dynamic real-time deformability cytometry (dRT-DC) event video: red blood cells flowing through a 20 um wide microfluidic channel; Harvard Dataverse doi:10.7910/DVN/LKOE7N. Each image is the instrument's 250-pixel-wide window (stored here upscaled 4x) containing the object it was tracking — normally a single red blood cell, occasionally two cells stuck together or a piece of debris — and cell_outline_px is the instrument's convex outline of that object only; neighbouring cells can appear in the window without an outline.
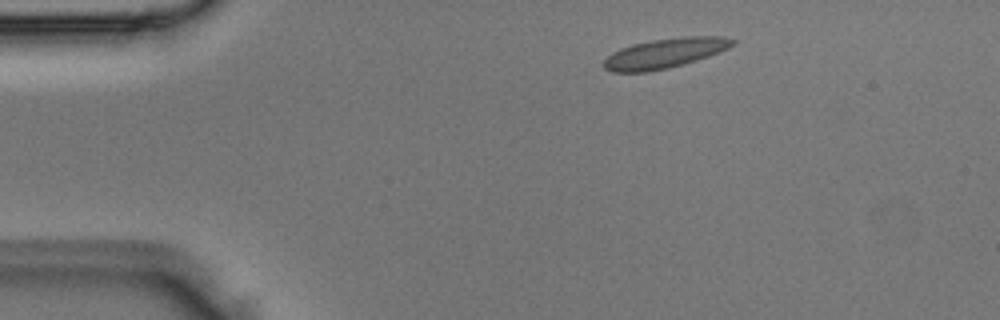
{"species": "Egyptian fruit bat (a non-hibernating species)", "species_latin": "Rousettus aegyptiacus", "temperature_condition": "room temperature", "stored_images_in_passage": 4, "camera_frame_rate_fps": 3000, "um_per_image_px": 0.085, "animal": {"sex": "male"}, "frame": {"image": 1, "passage_image": 2, "time_ms": 0.333, "image_size_px": [1000, 320], "cell_outline_px": [[736, 44], [728, 48], [708, 56], [696, 60], [668, 68], [648, 72], [612, 72], [604, 68], [604, 60], [612, 52], [620, 48], [632, 44], [652, 40], [684, 36], [720, 36], [736, 40]], "centroid_in_image_um": [56.5, 4.52], "position_along_channel_um": 28.5, "area_um2": 22.31}}
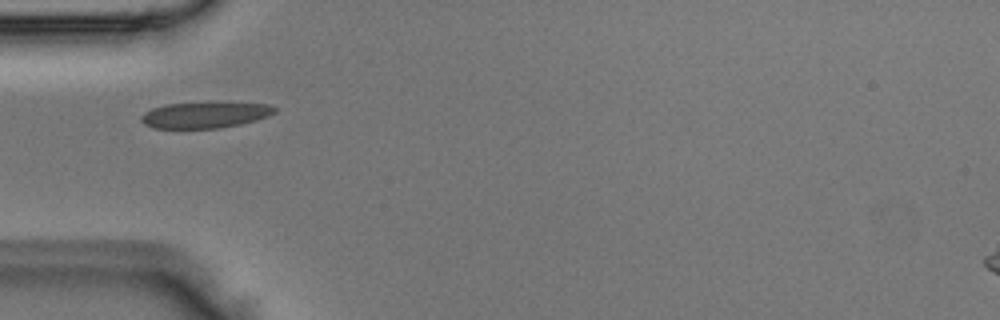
{"frame": {"image": 2, "passage_image": 4, "time_ms": 1.0, "image_size_px": [1000, 320], "cell_outline_px": [[276, 112], [268, 116], [256, 120], [240, 124], [220, 128], [152, 128], [144, 124], [140, 120], [140, 116], [144, 112], [152, 108], [164, 104], [268, 104], [276, 108]], "centroid_in_image_um": [17.36, 9.8], "position_along_channel_um": 67.6, "area_um2": 19.71}}